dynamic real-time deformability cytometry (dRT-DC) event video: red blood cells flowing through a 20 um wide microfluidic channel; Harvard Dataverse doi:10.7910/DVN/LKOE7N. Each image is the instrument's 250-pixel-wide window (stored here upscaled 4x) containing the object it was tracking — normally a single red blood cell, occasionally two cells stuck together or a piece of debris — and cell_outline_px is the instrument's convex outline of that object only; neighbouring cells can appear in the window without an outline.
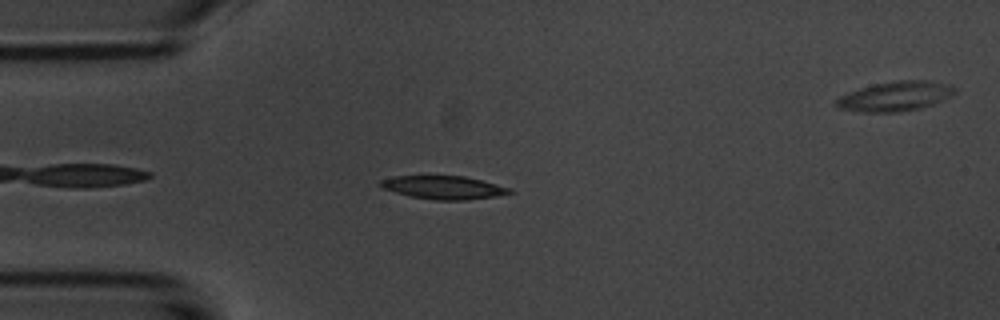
{"species": "common noctule bat (a hibernating species)", "species_latin": "Nyctalus noctula", "temperature_condition": "room temperature", "stored_images_in_passage": 45, "camera_frame_rate_fps": 3000, "um_per_image_px": 0.085, "animal": {"sex": "male", "body_mass_g": 20.1, "forearm_length_mm": 53.5}, "frame": {"image": 1, "passage_image": 5, "time_ms": 1.333, "image_size_px": [1000, 320], "cell_outline_px": [[512, 192], [496, 196], [464, 200], [436, 200], [412, 196], [396, 192], [384, 188], [380, 184], [380, 180], [396, 176], [464, 176], [512, 188]], "centroid_in_image_um": [37.73, 15.93], "position_along_channel_um": 47.3, "area_um2": 17.11}}
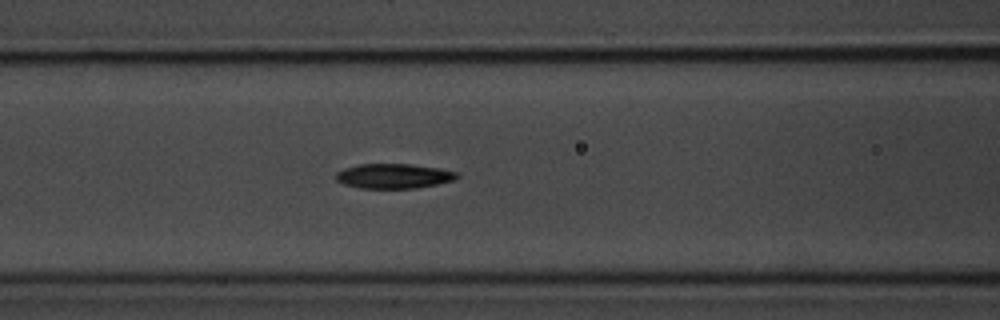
{"frame": {"image": 2, "passage_image": 13, "time_ms": 4.0, "image_size_px": [1000, 320], "cell_outline_px": [[460, 176], [452, 180], [436, 184], [416, 188], [360, 188], [344, 184], [336, 180], [336, 172], [344, 168], [356, 164], [412, 164], [440, 168], [460, 172]], "centroid_in_image_um": [33.47, 14.95], "position_along_channel_um": 133.1, "area_um2": 17.57}}
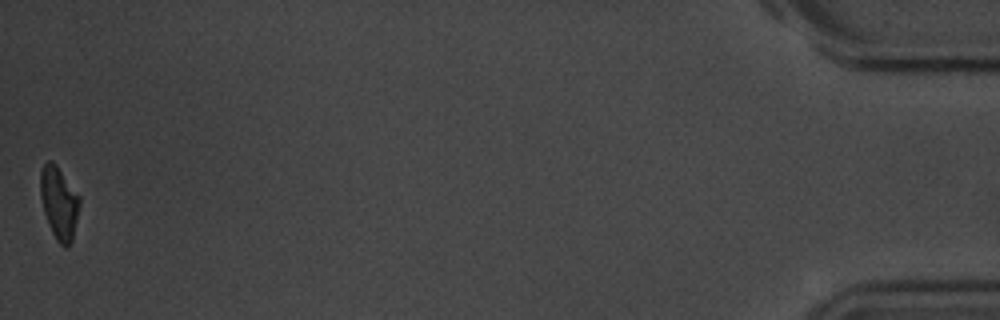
{"frame": {"image": 3, "passage_image": 45, "time_ms": 14.667, "image_size_px": [1000, 320], "cell_outline_px": [[80, 204], [72, 240], [68, 248], [64, 248], [56, 240], [48, 224], [44, 212], [40, 196], [40, 172], [44, 164], [48, 160], [52, 160], [56, 164], [80, 196]], "centroid_in_image_um": [5.02, 17.25], "position_along_channel_um": 430.2, "area_um2": 16.7}, "authors_computed_cell_mechanics": {"area_um2": 17.5134, "velocity_mm_per_s": 3.6927, "shape_relaxation_time_tau1_ms": 2.4254, "shape_relaxation_time_tau2_ms": 10.7581, "deformation_change_tau1": 0.1534, "deformation_change_tau2": 0.209}}